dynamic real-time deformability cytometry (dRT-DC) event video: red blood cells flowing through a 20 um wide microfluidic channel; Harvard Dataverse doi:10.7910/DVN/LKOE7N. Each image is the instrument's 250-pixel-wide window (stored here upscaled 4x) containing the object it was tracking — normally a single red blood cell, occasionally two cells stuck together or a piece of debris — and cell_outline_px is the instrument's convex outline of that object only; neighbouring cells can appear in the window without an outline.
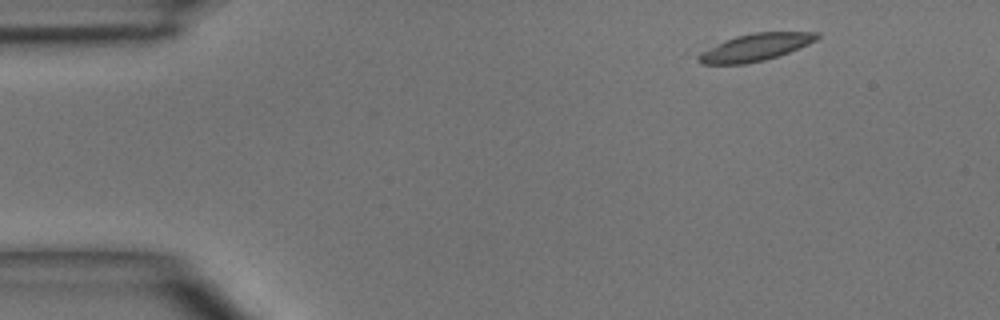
{"species": "common noctule bat (a hibernating species)", "species_latin": "Nyctalus noctula", "temperature_condition": "room temperature", "stored_images_in_passage": 3, "camera_frame_rate_fps": 3000, "um_per_image_px": 0.085, "animal": {"sex": "male", "body_mass_g": 15.6}, "frame": {"image": 1, "passage_image": 1, "time_ms": 0.0, "image_size_px": [1000, 320], "cell_outline_px": [[820, 36], [816, 40], [800, 48], [764, 60], [744, 64], [704, 64], [696, 60], [692, 56], [724, 40], [736, 36], [756, 32], [820, 32]], "centroid_in_image_um": [64.16, 4.02], "position_along_channel_um": 20.8, "area_um2": 18.84}}